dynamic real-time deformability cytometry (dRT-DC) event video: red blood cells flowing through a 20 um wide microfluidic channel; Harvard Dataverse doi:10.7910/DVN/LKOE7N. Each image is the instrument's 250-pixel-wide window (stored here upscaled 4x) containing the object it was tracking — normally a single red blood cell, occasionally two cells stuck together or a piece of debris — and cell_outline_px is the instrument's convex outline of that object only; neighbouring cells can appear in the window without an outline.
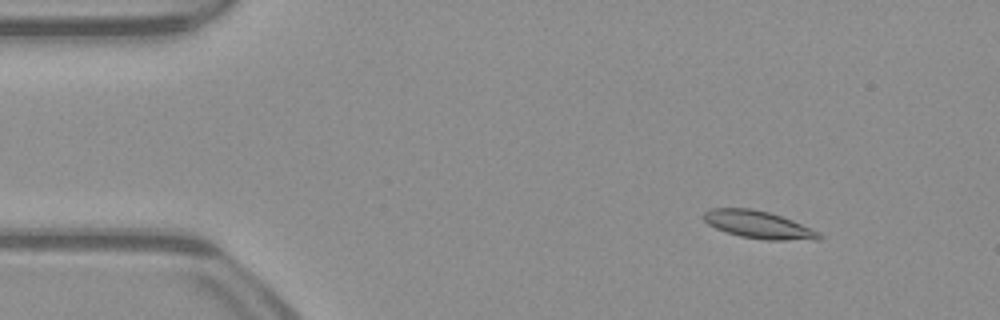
{"species": "common noctule bat (a hibernating species)", "species_latin": "Nyctalus noctula", "temperature_condition": "warm", "stored_images_in_passage": 52, "camera_frame_rate_fps": 3000, "um_per_image_px": 0.085, "animal": {"sex": "male", "body_mass_g": 23.1, "forearm_length_mm": 52.7}, "frame": {"image": 1, "passage_image": 6, "time_ms": 1.667, "image_size_px": [1000, 320], "cell_outline_px": [[824, 236], [820, 240], [764, 240], [740, 236], [716, 228], [708, 224], [700, 216], [708, 208], [752, 208], [768, 212], [792, 220], [812, 228], [820, 232]], "centroid_in_image_um": [64.48, 19.1], "position_along_channel_um": 20.5, "area_um2": 18.73}}
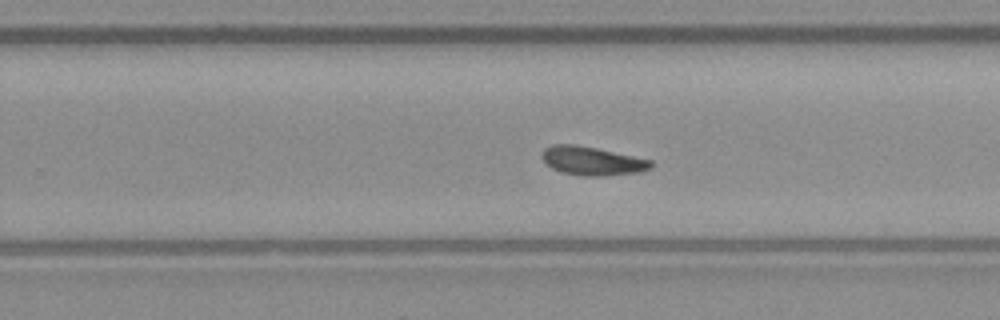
{"frame": {"image": 2, "passage_image": 32, "time_ms": 10.333, "image_size_px": [1000, 320], "cell_outline_px": [[652, 168], [640, 172], [604, 176], [584, 176], [564, 172], [552, 168], [540, 156], [544, 148], [552, 144], [576, 144], [596, 148], [652, 160]], "centroid_in_image_um": [50.33, 13.67], "position_along_channel_um": 279.5, "area_um2": 18.15}}
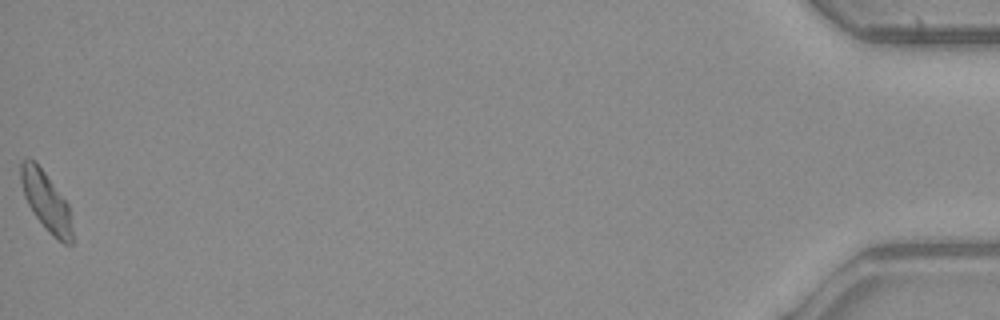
{"frame": {"image": 3, "passage_image": 52, "time_ms": 17.0, "image_size_px": [1000, 320], "cell_outline_px": [[72, 244], [64, 244], [36, 216], [28, 204], [24, 196], [20, 180], [20, 164], [28, 156], [44, 172], [68, 204], [72, 232]], "centroid_in_image_um": [3.89, 17.06], "position_along_channel_um": 431.3, "area_um2": 16.88}, "authors_computed_cell_mechanics": {"area_um2": 17.8602, "velocity_mm_per_s": 3.9423, "shape_relaxation_time_tau1_ms": 8.9293, "shape_relaxation_time_tau2_ms": 6.6442, "deformation_change_tau1": 0.1814, "deformation_change_tau2": 0.1531}}